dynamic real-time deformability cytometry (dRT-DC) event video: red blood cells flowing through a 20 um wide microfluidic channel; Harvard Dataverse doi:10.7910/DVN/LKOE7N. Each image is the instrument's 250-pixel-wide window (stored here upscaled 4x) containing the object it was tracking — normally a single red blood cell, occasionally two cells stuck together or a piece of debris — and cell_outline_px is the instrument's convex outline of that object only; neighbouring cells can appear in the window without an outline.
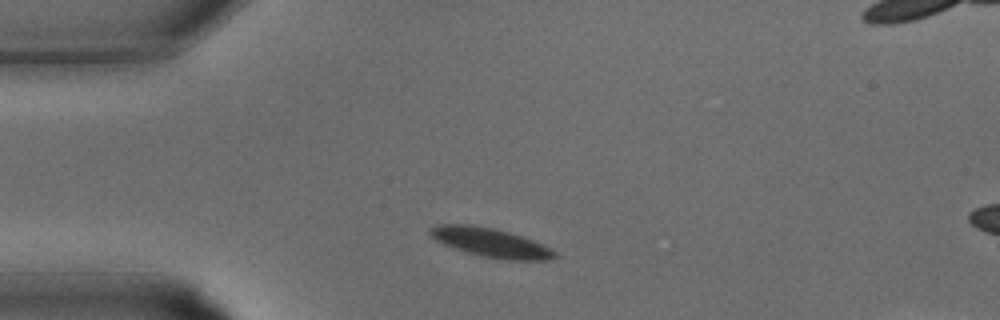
{"species": "common noctule bat (a hibernating species)", "species_latin": "Nyctalus noctula", "temperature_condition": "warm", "stored_images_in_passage": 26, "camera_frame_rate_fps": 3000, "um_per_image_px": 0.085, "animal": {"sex": "male", "body_mass_g": 15.6}, "frame": {"image": 1, "passage_image": 3, "time_ms": 0.667, "image_size_px": [1000, 320], "cell_outline_px": [[560, 256], [548, 260], [508, 260], [480, 256], [464, 252], [444, 244], [436, 240], [428, 232], [428, 228], [436, 224], [472, 224], [496, 228], [532, 240], [556, 252]], "centroid_in_image_um": [41.66, 20.61], "position_along_channel_um": 43.3, "area_um2": 21.15}}
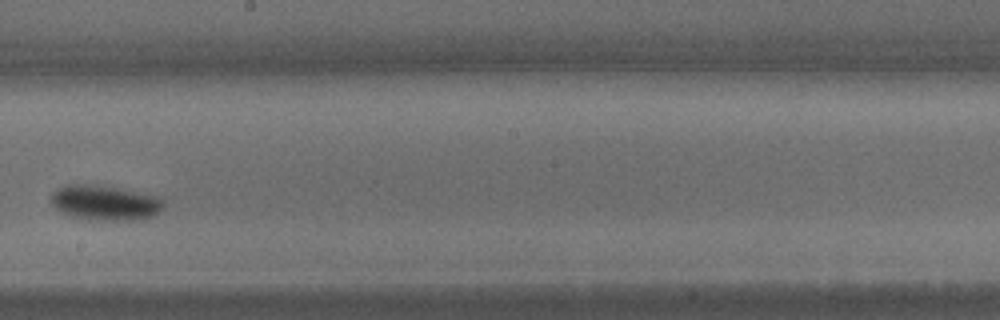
{"frame": {"image": 2, "passage_image": 14, "time_ms": 4.333, "image_size_px": [1000, 320], "cell_outline_px": [[164, 208], [156, 216], [144, 220], [104, 220], [72, 216], [60, 212], [52, 204], [52, 196], [60, 188], [68, 184], [88, 184], [112, 188], [156, 196], [164, 200]], "centroid_in_image_um": [9.0, 17.26], "position_along_channel_um": 239.2, "area_um2": 22.54}}
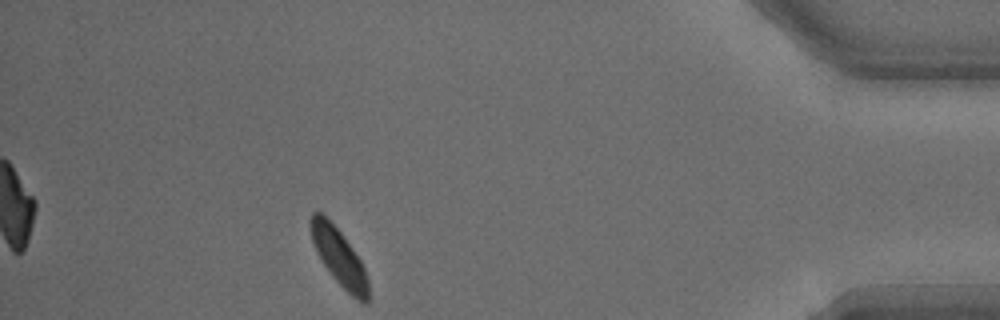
{"frame": {"image": 3, "passage_image": 25, "time_ms": 8.0, "image_size_px": [1000, 320], "cell_outline_px": [[368, 304], [364, 304], [352, 296], [332, 276], [324, 264], [312, 240], [308, 224], [308, 220], [312, 212], [320, 212], [340, 232], [352, 248], [360, 260], [364, 268], [368, 280]], "centroid_in_image_um": [28.81, 21.85], "position_along_channel_um": 406.4, "area_um2": 18.67}}